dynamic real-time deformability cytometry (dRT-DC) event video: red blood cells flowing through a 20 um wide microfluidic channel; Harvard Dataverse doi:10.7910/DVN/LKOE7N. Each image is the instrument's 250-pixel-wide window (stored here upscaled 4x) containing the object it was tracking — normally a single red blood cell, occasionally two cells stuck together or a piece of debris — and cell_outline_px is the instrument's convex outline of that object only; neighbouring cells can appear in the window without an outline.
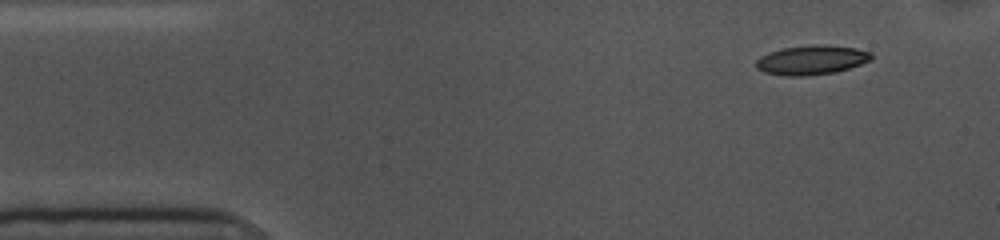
{"species": "common noctule bat (a hibernating species)", "species_latin": "Nyctalus noctula", "temperature_condition": "cold", "stored_images_in_passage": 17, "camera_frame_rate_fps": 3000, "um_per_image_px": 0.085, "animal": {"sex": "female", "body_mass_g": 10.0, "forearm_length_mm": 53.1}, "frame": {"image": 1, "passage_image": 1, "time_ms": 0.0, "image_size_px": [1000, 240], "cell_outline_px": [[872, 60], [836, 72], [804, 76], [784, 76], [764, 72], [756, 68], [756, 60], [760, 56], [768, 52], [784, 48], [816, 44], [856, 48], [872, 52]], "centroid_in_image_um": [68.97, 5.1], "position_along_channel_um": 16.0, "area_um2": 19.71}}
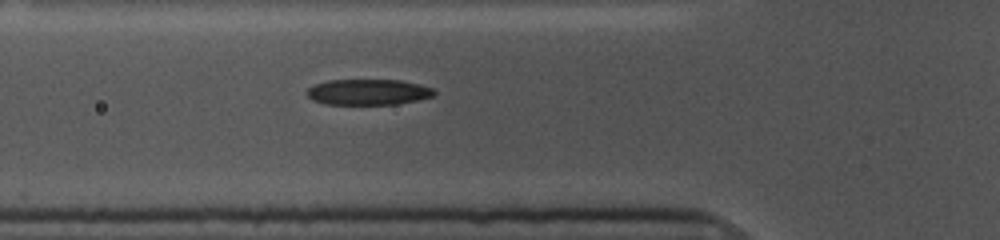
{"frame": {"image": 2, "passage_image": 14, "time_ms": 4.333, "image_size_px": [1000, 240], "cell_outline_px": [[436, 92], [432, 96], [416, 100], [396, 104], [324, 104], [312, 100], [304, 92], [308, 88], [316, 84], [328, 80], [400, 80], [420, 84], [432, 88]], "centroid_in_image_um": [31.26, 7.82], "position_along_channel_um": 94.5, "area_um2": 19.07}}
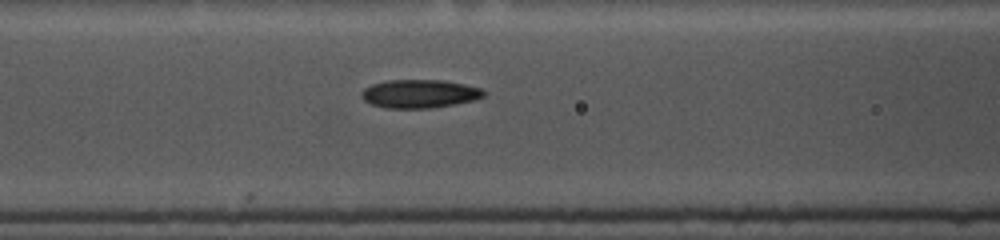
{"frame": {"image": 3, "passage_image": 17, "time_ms": 5.333, "image_size_px": [1000, 240], "cell_outline_px": [[484, 96], [476, 100], [432, 108], [388, 108], [372, 104], [364, 100], [360, 96], [360, 92], [364, 88], [372, 84], [388, 80], [444, 80], [464, 84], [480, 88], [484, 92]], "centroid_in_image_um": [35.65, 7.97], "position_along_channel_um": 131.0, "area_um2": 20.23}}